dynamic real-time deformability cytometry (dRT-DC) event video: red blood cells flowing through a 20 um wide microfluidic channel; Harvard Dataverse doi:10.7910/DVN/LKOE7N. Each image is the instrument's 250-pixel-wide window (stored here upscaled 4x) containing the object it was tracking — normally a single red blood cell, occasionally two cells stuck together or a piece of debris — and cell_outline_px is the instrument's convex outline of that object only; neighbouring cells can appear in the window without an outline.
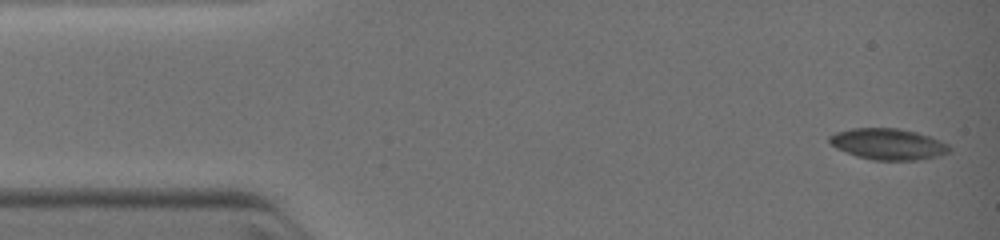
{"species": "common noctule bat (a hibernating species)", "species_latin": "Nyctalus noctula", "temperature_condition": "warm", "stored_images_in_passage": 5, "camera_frame_rate_fps": 3000, "um_per_image_px": 0.085, "animal": {"sex": "female", "body_mass_g": 19.0, "forearm_length_mm": 51.5}, "frame": {"image": 1, "passage_image": 1, "time_ms": 0.0, "image_size_px": [1000, 240], "cell_outline_px": [[948, 152], [932, 156], [912, 160], [876, 160], [860, 156], [836, 148], [828, 140], [828, 136], [836, 132], [852, 128], [896, 128], [916, 132], [928, 136], [948, 144]], "centroid_in_image_um": [75.42, 12.22], "position_along_channel_um": 9.6, "area_um2": 21.1}}
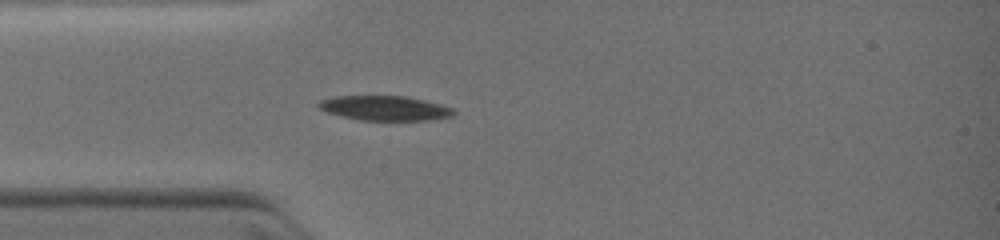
{"frame": {"image": 2, "passage_image": 5, "time_ms": 3.0, "image_size_px": [1000, 240], "cell_outline_px": [[456, 112], [452, 116], [428, 120], [360, 120], [340, 116], [328, 112], [320, 108], [316, 104], [320, 100], [336, 96], [404, 96], [424, 100], [440, 104], [452, 108]], "centroid_in_image_um": [32.7, 9.19], "position_along_channel_um": 52.3, "area_um2": 19.31}}